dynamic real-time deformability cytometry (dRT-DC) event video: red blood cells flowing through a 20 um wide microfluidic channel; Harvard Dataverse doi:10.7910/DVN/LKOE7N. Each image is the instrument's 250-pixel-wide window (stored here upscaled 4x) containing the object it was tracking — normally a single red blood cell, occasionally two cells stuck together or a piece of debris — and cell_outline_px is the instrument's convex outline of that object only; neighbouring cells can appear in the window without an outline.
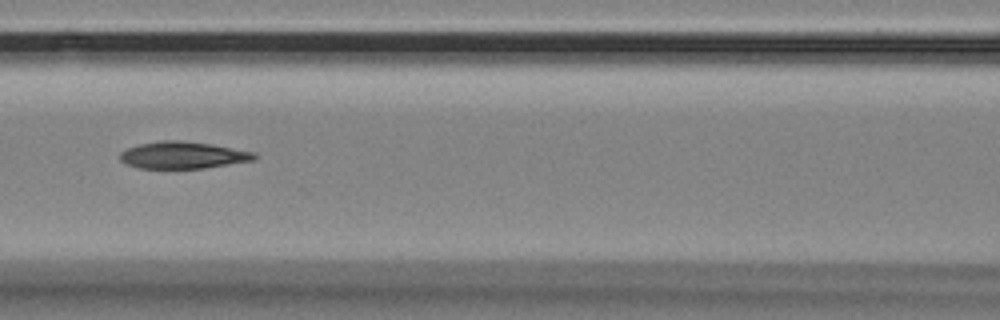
{"species": "Egyptian fruit bat (a non-hibernating species)", "species_latin": "Rousettus aegyptiacus", "temperature_condition": "room temperature", "stored_images_in_passage": 9, "segment_of_instrument_passage": [1, 2], "camera_frame_rate_fps": 3000, "um_per_image_px": 0.085, "animal": {"sex": "female"}, "frame": {"image": 1, "passage_image": 8, "time_ms": 2.333, "image_size_px": [1000, 320], "cell_outline_px": [[260, 156], [256, 160], [204, 168], [140, 168], [128, 164], [120, 160], [120, 152], [128, 148], [140, 144], [160, 140], [176, 140], [212, 144], [256, 152]], "centroid_in_image_um": [15.61, 13.18], "position_along_channel_um": 151.0, "area_um2": 21.15}}